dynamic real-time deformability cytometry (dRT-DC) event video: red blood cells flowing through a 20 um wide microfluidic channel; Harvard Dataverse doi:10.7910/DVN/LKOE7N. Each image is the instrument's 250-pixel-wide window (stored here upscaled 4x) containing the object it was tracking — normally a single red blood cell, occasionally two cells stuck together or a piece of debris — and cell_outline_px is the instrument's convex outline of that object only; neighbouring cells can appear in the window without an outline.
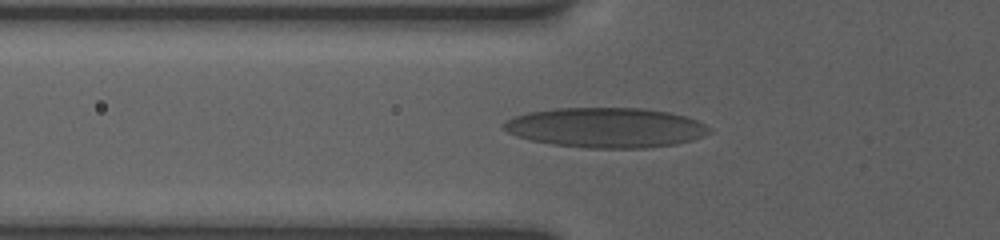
{"species": "human", "species_latin": "Homo sapiens", "temperature_condition": "room temperature", "stored_images_in_passage": 14, "camera_frame_rate_fps": 3000, "um_per_image_px": 0.085, "donor": {"sex": "female"}, "frame": {"image": 1, "passage_image": 2, "time_ms": 0.333, "image_size_px": [1000, 240], "cell_outline_px": [[708, 132], [692, 140], [676, 144], [644, 148], [588, 148], [552, 144], [532, 140], [516, 136], [508, 132], [500, 124], [504, 120], [528, 112], [556, 108], [644, 108], [668, 112], [684, 116], [696, 120], [704, 124], [708, 128]], "centroid_in_image_um": [51.44, 10.84], "position_along_channel_um": 74.4, "area_um2": 47.63}}
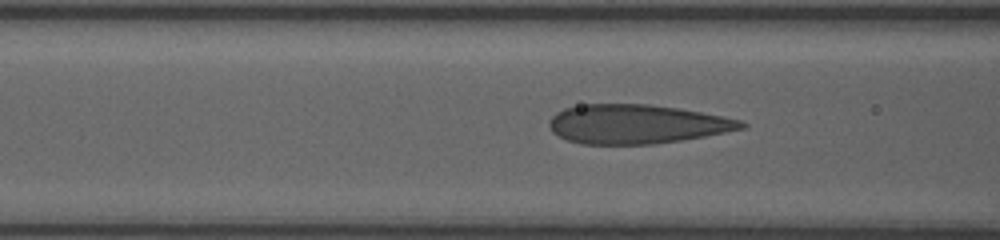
{"frame": {"image": 2, "passage_image": 8, "time_ms": 1.333, "image_size_px": [1000, 240], "cell_outline_px": [[748, 124], [744, 128], [704, 136], [680, 140], [652, 144], [580, 144], [568, 140], [552, 132], [552, 116], [556, 112], [564, 108], [580, 104], [648, 104], [676, 108], [700, 112], [740, 120]], "centroid_in_image_um": [54.1, 10.54], "position_along_channel_um": 112.5, "area_um2": 43.29}}
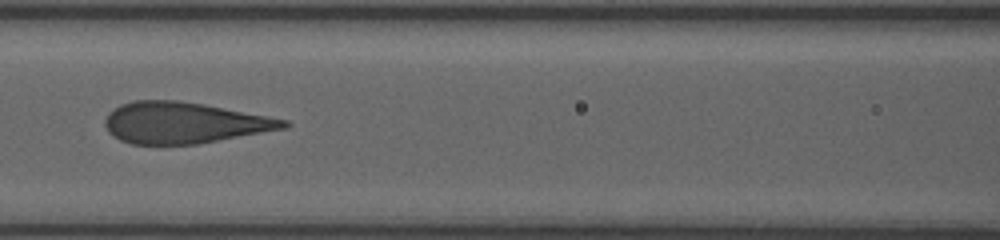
{"frame": {"image": 3, "passage_image": 13, "time_ms": 2.333, "image_size_px": [1000, 240], "cell_outline_px": [[292, 124], [288, 128], [196, 144], [132, 144], [120, 140], [108, 132], [104, 124], [104, 120], [108, 112], [120, 104], [132, 100], [176, 100], [204, 104], [288, 120]], "centroid_in_image_um": [15.62, 10.43], "position_along_channel_um": 151.0, "area_um2": 42.95}}